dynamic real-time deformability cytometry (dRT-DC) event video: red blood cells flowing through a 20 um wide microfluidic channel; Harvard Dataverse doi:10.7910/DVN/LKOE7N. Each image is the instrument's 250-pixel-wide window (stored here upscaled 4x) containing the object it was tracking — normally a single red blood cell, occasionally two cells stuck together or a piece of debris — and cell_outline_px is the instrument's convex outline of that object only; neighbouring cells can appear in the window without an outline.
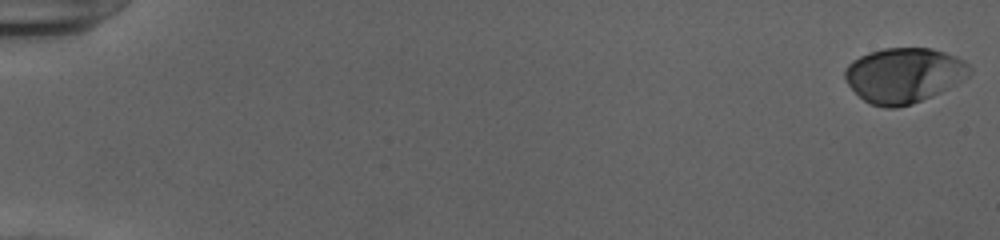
{"species": "human", "species_latin": "Homo sapiens", "temperature_condition": "cold", "stored_images_in_passage": 54, "camera_frame_rate_fps": 3000, "um_per_image_px": 0.085, "donor": {"sex": "female"}, "frame": {"image": 1, "passage_image": 1, "time_ms": 0.0, "image_size_px": [1000, 240], "cell_outline_px": [[972, 72], [968, 76], [948, 88], [932, 96], [912, 104], [896, 108], [884, 108], [868, 104], [848, 84], [844, 76], [844, 68], [852, 60], [868, 52], [884, 48], [932, 48], [956, 56], [964, 60], [972, 68]], "centroid_in_image_um": [76.82, 6.39], "position_along_channel_um": 8.2, "area_um2": 40.17}}
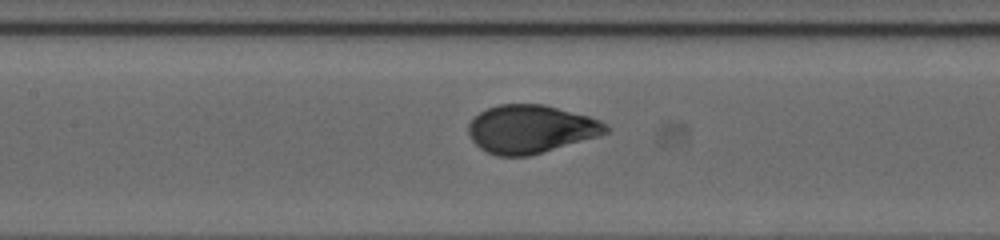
{"frame": {"image": 2, "passage_image": 27, "time_ms": 8.667, "image_size_px": [1000, 240], "cell_outline_px": [[612, 128], [608, 132], [600, 136], [528, 156], [496, 156], [480, 148], [472, 140], [468, 132], [468, 124], [480, 112], [488, 108], [500, 104], [544, 104], [588, 116], [600, 120], [608, 124]], "centroid_in_image_um": [45.15, 10.97], "position_along_channel_um": 162.3, "area_um2": 38.61}}
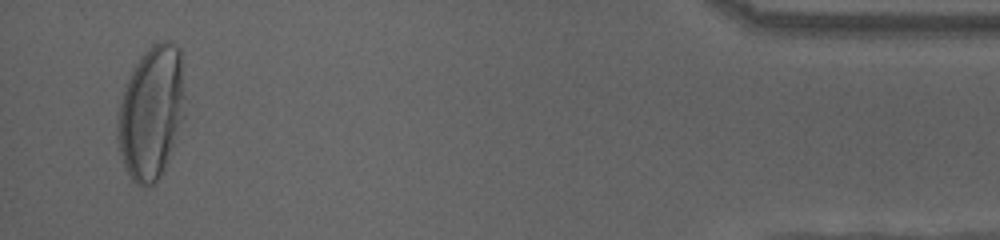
{"frame": {"image": 3, "passage_image": 52, "time_ms": 17.0, "image_size_px": [1000, 240], "cell_outline_px": [[184, 116], [164, 168], [156, 180], [152, 184], [144, 188], [136, 184], [128, 176], [120, 152], [116, 136], [116, 116], [124, 88], [136, 64], [144, 52], [152, 44], [164, 40], [168, 40], [180, 48], [184, 112]], "centroid_in_image_um": [12.82, 9.58], "position_along_channel_um": 422.4, "area_um2": 51.85}, "authors_computed_cell_mechanics": {"area_um2": 39.2751, "velocity_mm_per_s": 3.9155, "shape_relaxation_time_tau1_ms": 4.1765, "shape_relaxation_time_tau2_ms": null, "deformation_change_tau1": 0.1869, "deformation_change_tau2": null}}